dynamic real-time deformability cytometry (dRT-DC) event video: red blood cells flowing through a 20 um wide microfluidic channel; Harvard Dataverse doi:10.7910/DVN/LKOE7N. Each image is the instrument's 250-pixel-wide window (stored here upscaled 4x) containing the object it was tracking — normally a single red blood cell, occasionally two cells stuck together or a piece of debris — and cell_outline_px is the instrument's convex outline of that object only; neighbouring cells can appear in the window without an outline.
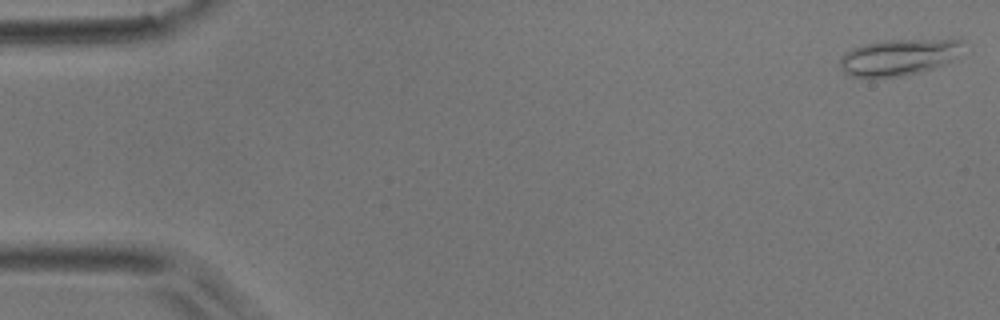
{"species": "common noctule bat (a hibernating species)", "species_latin": "Nyctalus noctula", "temperature_condition": "room temperature", "stored_images_in_passage": 51, "camera_frame_rate_fps": 3000, "um_per_image_px": 0.085, "animal": {"sex": "male", "body_mass_g": 17.9}, "frame": {"image": 1, "passage_image": 1, "time_ms": 0.0, "image_size_px": [1000, 320], "cell_outline_px": [[964, 40], [948, 64], [920, 72], [904, 76], [852, 76], [844, 72], [840, 68], [840, 56], [844, 52], [852, 48], [864, 44], [884, 40], [960, 36]], "centroid_in_image_um": [76.45, 4.8], "position_along_channel_um": 8.5, "area_um2": 26.7}}
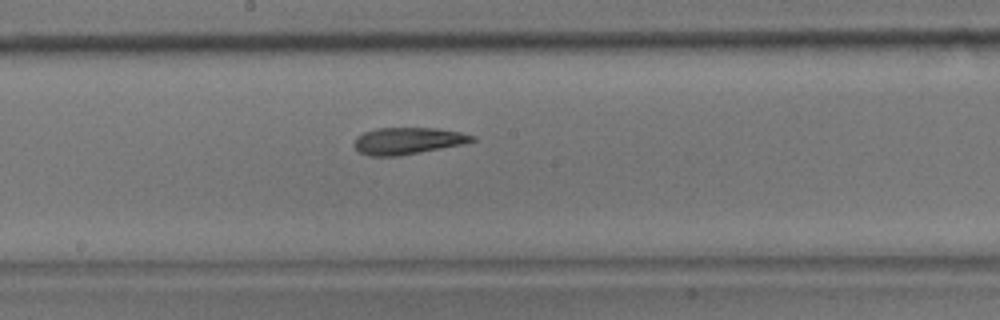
{"frame": {"image": 2, "passage_image": 27, "time_ms": 8.667, "image_size_px": [1000, 320], "cell_outline_px": [[476, 140], [464, 144], [396, 156], [368, 156], [360, 152], [352, 144], [352, 140], [356, 136], [364, 132], [376, 128], [440, 128], [460, 132], [476, 136]], "centroid_in_image_um": [34.64, 11.96], "position_along_channel_um": 213.6, "area_um2": 18.55}}
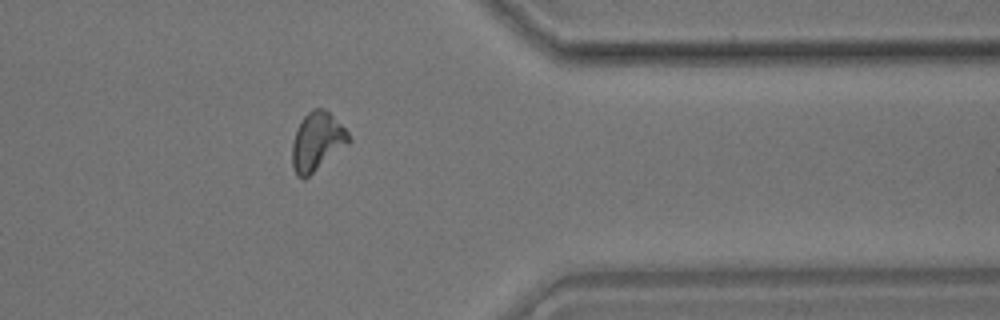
{"frame": {"image": 3, "passage_image": 41, "time_ms": 13.333, "image_size_px": [1000, 320], "cell_outline_px": [[352, 140], [348, 144], [304, 180], [300, 180], [296, 176], [292, 168], [292, 144], [296, 132], [304, 116], [312, 108], [320, 108], [328, 112], [348, 132]], "centroid_in_image_um": [26.93, 12.08], "position_along_channel_um": 384.5, "area_um2": 19.13}, "authors_computed_cell_mechanics": {"area_um2": 18.785, "velocity_mm_per_s": 3.9458, "shape_relaxation_time_tau1_ms": 7.8792, "shape_relaxation_time_tau2_ms": 3.8768, "deformation_change_tau1": 0.1867, "deformation_change_tau2": 0.1252}}